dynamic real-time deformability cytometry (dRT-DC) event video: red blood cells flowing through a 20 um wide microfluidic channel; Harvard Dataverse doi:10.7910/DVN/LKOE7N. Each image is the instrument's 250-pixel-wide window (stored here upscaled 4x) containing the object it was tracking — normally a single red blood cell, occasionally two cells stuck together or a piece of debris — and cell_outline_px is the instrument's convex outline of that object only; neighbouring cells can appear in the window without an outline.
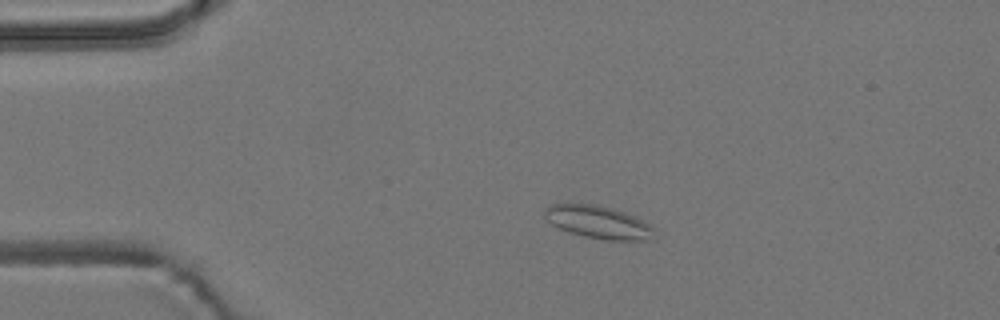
{"species": "common noctule bat (a hibernating species)", "species_latin": "Nyctalus noctula", "temperature_condition": "room temperature", "stored_images_in_passage": 48, "camera_frame_rate_fps": 3000, "um_per_image_px": 0.085, "animal": {"sex": "male", "body_mass_g": 19.2, "forearm_length_mm": 51.8}, "frame": {"image": 1, "passage_image": 4, "time_ms": 1.0, "image_size_px": [1000, 320], "cell_outline_px": [[656, 228], [648, 240], [604, 240], [584, 236], [568, 232], [552, 224], [544, 216], [544, 208], [548, 204], [596, 204], [612, 208], [624, 212]], "centroid_in_image_um": [50.81, 18.88], "position_along_channel_um": 34.2, "area_um2": 20.75}}
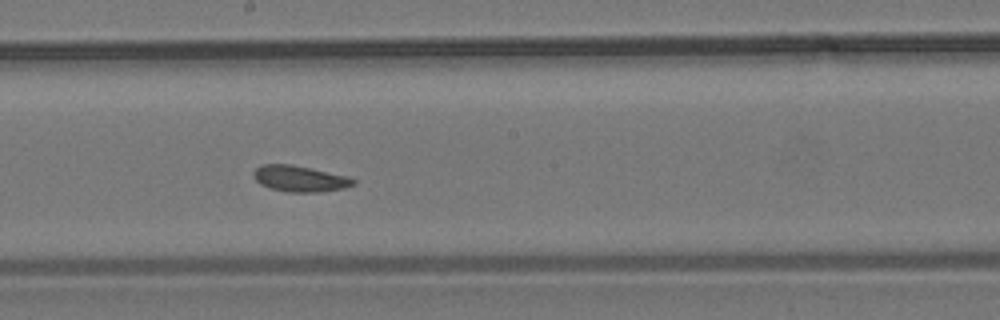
{"frame": {"image": 2, "passage_image": 23, "time_ms": 7.333, "image_size_px": [1000, 320], "cell_outline_px": [[356, 184], [344, 188], [320, 192], [288, 192], [268, 188], [260, 184], [252, 176], [252, 172], [260, 164], [292, 164], [312, 168], [348, 176], [356, 180]], "centroid_in_image_um": [25.47, 15.18], "position_along_channel_um": 222.7, "area_um2": 15.43}}
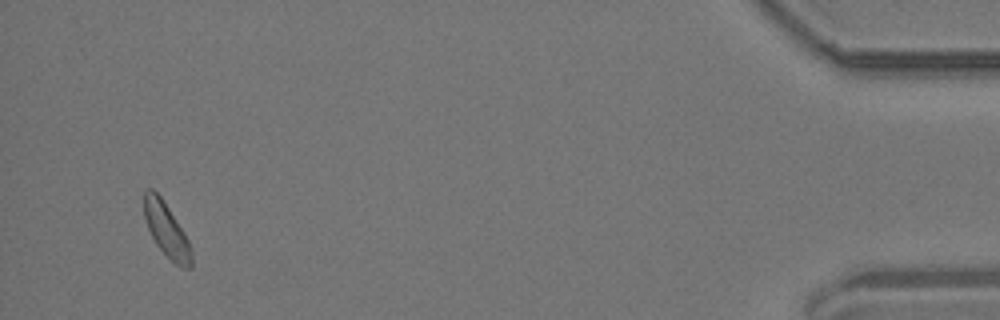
{"frame": {"image": 3, "passage_image": 46, "time_ms": 15.0, "image_size_px": [1000, 320], "cell_outline_px": [[192, 268], [180, 268], [156, 244], [148, 228], [144, 216], [144, 192], [148, 188], [152, 188], [160, 196], [184, 232], [192, 248]], "centroid_in_image_um": [14.17, 19.56], "position_along_channel_um": 421.0, "area_um2": 14.68}, "authors_computed_cell_mechanics": {"area_um2": 14.9991, "velocity_mm_per_s": 3.6597, "shape_relaxation_time_tau1_ms": 4.6344, "shape_relaxation_time_tau2_ms": null, "deformation_change_tau1": 0.0572, "deformation_change_tau2": null}}